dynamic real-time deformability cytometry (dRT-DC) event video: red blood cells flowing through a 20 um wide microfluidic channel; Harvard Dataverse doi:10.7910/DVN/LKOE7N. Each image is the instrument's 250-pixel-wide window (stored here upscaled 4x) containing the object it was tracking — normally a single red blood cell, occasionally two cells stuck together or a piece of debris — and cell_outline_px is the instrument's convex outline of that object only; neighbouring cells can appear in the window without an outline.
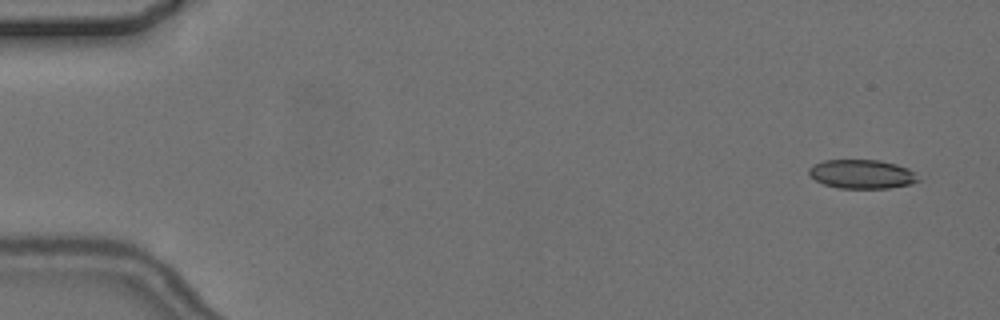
{"species": "common noctule bat (a hibernating species)", "species_latin": "Nyctalus noctula", "temperature_condition": "cold", "stored_images_in_passage": 4, "camera_frame_rate_fps": 3000, "um_per_image_px": 0.085, "animal": {"sex": "female", "body_mass_g": 24.6, "forearm_length_mm": 56.2}, "frame": {"image": 1, "passage_image": 1, "time_ms": 0.0, "image_size_px": [1000, 320], "cell_outline_px": [[920, 180], [912, 184], [888, 188], [840, 188], [824, 184], [816, 180], [808, 172], [808, 168], [824, 160], [880, 160], [896, 164], [908, 168]], "centroid_in_image_um": [73.27, 14.8], "position_along_channel_um": 11.7, "area_um2": 18.26}}